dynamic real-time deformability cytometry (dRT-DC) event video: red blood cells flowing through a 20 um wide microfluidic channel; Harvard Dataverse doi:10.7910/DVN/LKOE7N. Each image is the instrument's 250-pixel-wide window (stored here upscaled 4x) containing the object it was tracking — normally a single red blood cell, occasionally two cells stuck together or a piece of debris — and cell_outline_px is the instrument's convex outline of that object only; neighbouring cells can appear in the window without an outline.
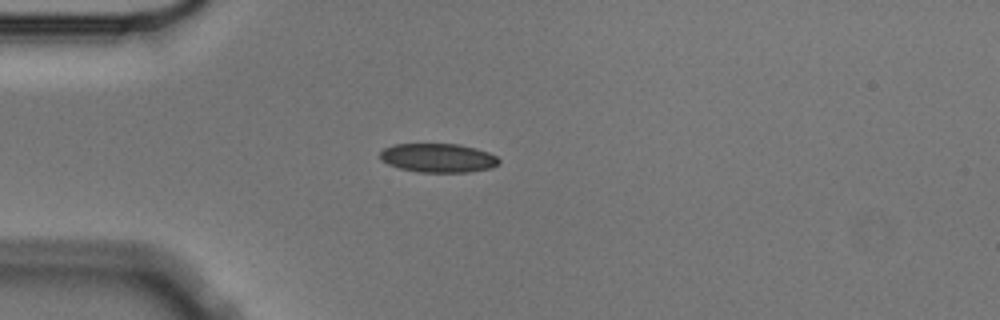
{"species": "Egyptian fruit bat (a non-hibernating species)", "species_latin": "Rousettus aegyptiacus", "temperature_condition": "cold", "stored_images_in_passage": 3, "camera_frame_rate_fps": 3000, "um_per_image_px": 0.085, "animal": {"sex": "male"}, "frame": {"image": 1, "passage_image": 3, "time_ms": 0.667, "image_size_px": [1000, 320], "cell_outline_px": [[500, 164], [492, 168], [468, 172], [416, 172], [400, 168], [388, 164], [380, 160], [380, 152], [384, 148], [392, 144], [460, 144], [476, 148], [488, 152], [496, 156], [500, 160]], "centroid_in_image_um": [37.25, 13.42], "position_along_channel_um": 47.8, "area_um2": 20.23}}